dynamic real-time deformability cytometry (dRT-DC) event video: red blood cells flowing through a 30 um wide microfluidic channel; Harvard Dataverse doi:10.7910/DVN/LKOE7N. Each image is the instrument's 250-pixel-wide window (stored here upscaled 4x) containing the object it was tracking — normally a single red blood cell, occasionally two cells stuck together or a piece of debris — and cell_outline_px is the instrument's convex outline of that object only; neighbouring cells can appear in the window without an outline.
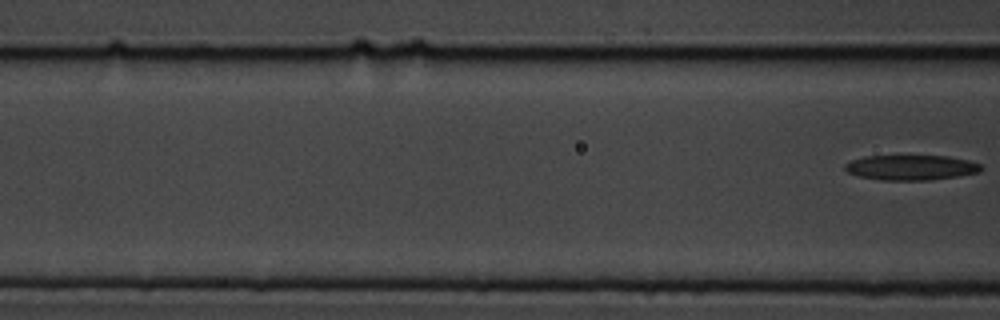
{"species": "common noctule bat (a hibernating species)", "species_latin": "Nyctalus noctula", "temperature_condition": "cold", "stored_images_in_passage": 8, "camera_frame_rate_fps": 3000, "um_per_image_px": 0.085, "animal": {"sex": "male", "body_mass_g": 19.5, "forearm_length_mm": 54.6}, "frame": {"image": 1, "passage_image": 8, "time_ms": 9.0, "image_size_px": [1000, 320], "cell_outline_px": [[984, 168], [980, 172], [956, 176], [928, 180], [884, 180], [860, 176], [848, 172], [844, 168], [844, 164], [852, 160], [864, 156], [948, 156], [968, 160], [980, 164]], "centroid_in_image_um": [77.45, 14.23], "position_along_channel_um": 89.1, "area_um2": 19.77}}